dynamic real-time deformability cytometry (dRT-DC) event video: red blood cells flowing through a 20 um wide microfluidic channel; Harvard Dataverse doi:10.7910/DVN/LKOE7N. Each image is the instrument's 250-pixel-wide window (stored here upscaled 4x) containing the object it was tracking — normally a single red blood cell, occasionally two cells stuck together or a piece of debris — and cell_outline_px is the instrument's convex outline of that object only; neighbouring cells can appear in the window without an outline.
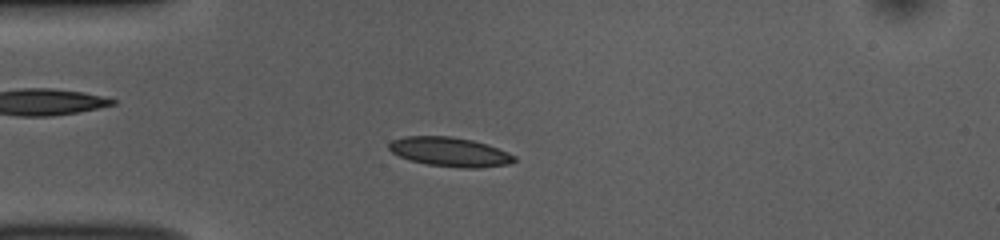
{"species": "common noctule bat (a hibernating species)", "species_latin": "Nyctalus noctula", "temperature_condition": "room temperature", "stored_images_in_passage": 52, "camera_frame_rate_fps": 3000, "um_per_image_px": 0.085, "animal": {"sex": "female", "body_mass_g": 10.0, "forearm_length_mm": 53.1}, "frame": {"image": 1, "passage_image": 13, "time_ms": 4.0, "image_size_px": [1000, 240], "cell_outline_px": [[516, 160], [508, 164], [480, 168], [464, 168], [428, 164], [412, 160], [400, 156], [392, 152], [388, 148], [388, 144], [392, 140], [404, 136], [452, 136], [472, 140], [508, 152], [516, 156]], "centroid_in_image_um": [38.23, 12.9], "position_along_channel_um": 46.8, "area_um2": 21.15}}
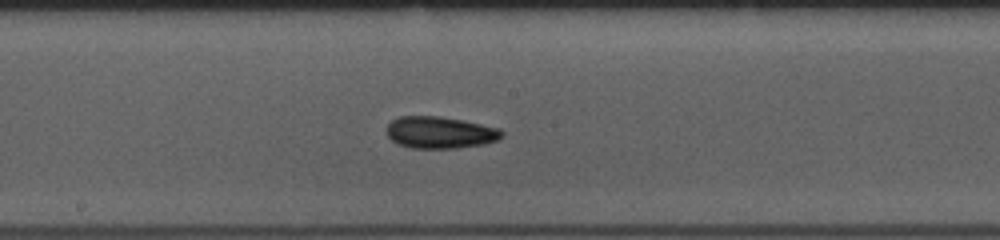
{"frame": {"image": 2, "passage_image": 27, "time_ms": 8.667, "image_size_px": [1000, 240], "cell_outline_px": [[504, 136], [496, 140], [484, 144], [456, 148], [412, 148], [396, 144], [384, 132], [388, 124], [392, 120], [400, 116], [436, 116], [460, 120], [500, 128], [504, 132]], "centroid_in_image_um": [37.37, 11.27], "position_along_channel_um": 210.8, "area_um2": 21.44}}
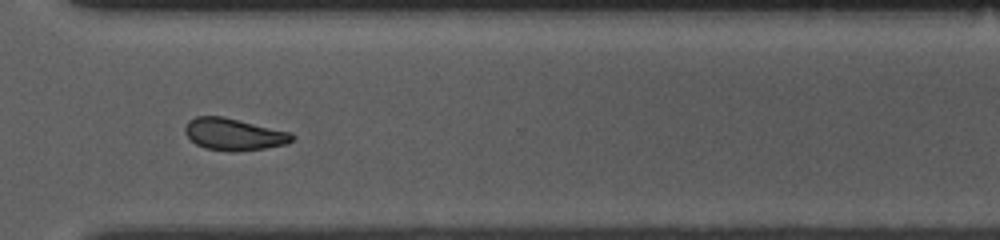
{"frame": {"image": 3, "passage_image": 38, "time_ms": 12.333, "image_size_px": [1000, 240], "cell_outline_px": [[296, 136], [288, 144], [264, 148], [236, 152], [232, 152], [204, 148], [196, 144], [184, 132], [184, 128], [188, 120], [196, 116], [224, 116], [292, 132]], "centroid_in_image_um": [19.9, 11.41], "position_along_channel_um": 350.7, "area_um2": 20.23}, "authors_computed_cell_mechanics": {"area_um2": 20.23, "velocity_mm_per_s": 3.8162, "shape_relaxation_time_tau1_ms": 3.2116, "shape_relaxation_time_tau2_ms": 4.4825, "deformation_change_tau1": 0.0855, "deformation_change_tau2": 0.0953}}